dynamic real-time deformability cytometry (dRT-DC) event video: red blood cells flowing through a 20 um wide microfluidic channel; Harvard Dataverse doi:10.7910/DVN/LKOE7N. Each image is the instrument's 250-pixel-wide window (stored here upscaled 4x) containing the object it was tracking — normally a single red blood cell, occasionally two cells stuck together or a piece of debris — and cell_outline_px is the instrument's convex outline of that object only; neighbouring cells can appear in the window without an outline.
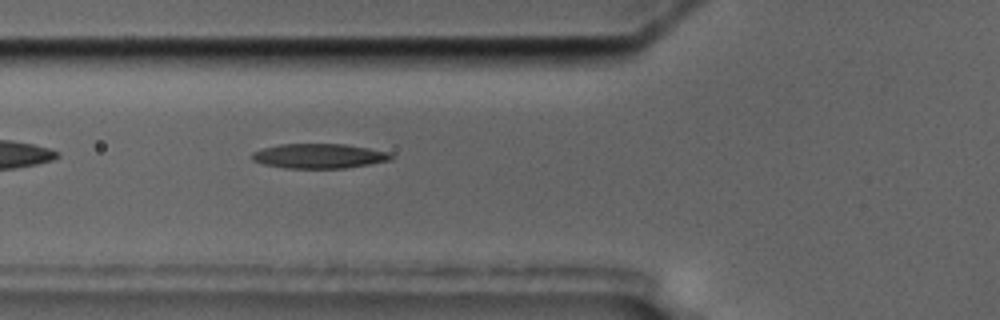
{"species": "common noctule bat (a hibernating species)", "species_latin": "Nyctalus noctula", "temperature_condition": "cold", "stored_images_in_passage": 2, "camera_frame_rate_fps": 3000, "um_per_image_px": 0.085, "animal": {"sex": "male", "body_mass_g": 17.5, "forearm_length_mm": 52.3}, "frame": {"image": 1, "passage_image": 2, "time_ms": 1.333, "image_size_px": [1000, 320], "cell_outline_px": [[392, 160], [344, 168], [284, 168], [264, 164], [252, 160], [252, 152], [264, 148], [280, 144], [344, 144], [368, 148], [388, 152], [392, 156]], "centroid_in_image_um": [27.1, 13.26], "position_along_channel_um": 98.7, "area_um2": 19.83}}